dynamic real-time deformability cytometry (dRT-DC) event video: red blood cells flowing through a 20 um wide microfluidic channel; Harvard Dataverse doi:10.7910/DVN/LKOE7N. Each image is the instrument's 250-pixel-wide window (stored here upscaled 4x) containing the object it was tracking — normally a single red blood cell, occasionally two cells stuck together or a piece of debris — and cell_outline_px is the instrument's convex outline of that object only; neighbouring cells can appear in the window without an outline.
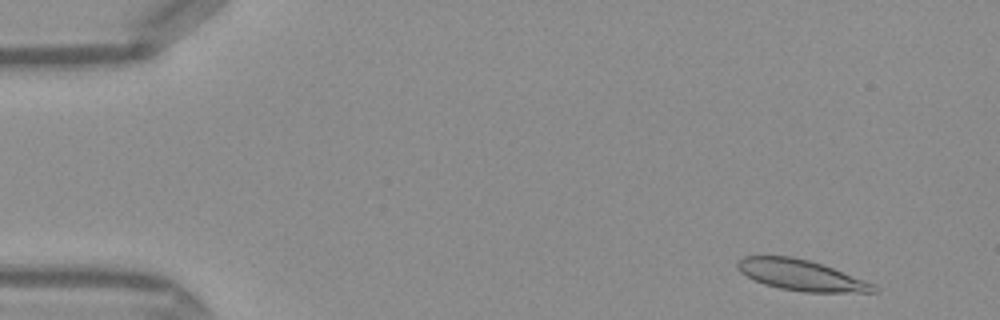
{"species": "Egyptian fruit bat (a non-hibernating species)", "species_latin": "Rousettus aegyptiacus", "temperature_condition": "warm", "stored_images_in_passage": 15, "camera_frame_rate_fps": 3000, "um_per_image_px": 0.085, "frame": {"image": 1, "passage_image": 3, "time_ms": 0.667, "image_size_px": [1000, 320], "cell_outline_px": [[880, 292], [804, 292], [780, 288], [764, 284], [740, 272], [736, 268], [736, 264], [744, 256], [792, 256], [808, 260], [832, 268], [876, 284], [880, 288]], "centroid_in_image_um": [68.13, 23.4], "position_along_channel_um": 16.9, "area_um2": 24.28}}
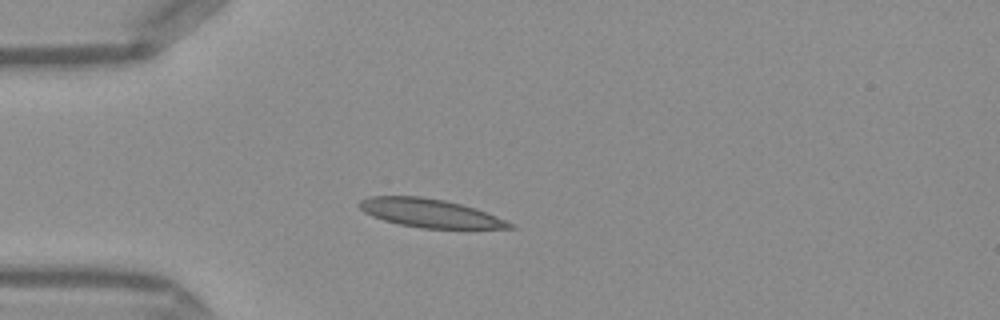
{"frame": {"image": 2, "passage_image": 12, "time_ms": 3.667, "image_size_px": [1000, 320], "cell_outline_px": [[516, 228], [420, 228], [400, 224], [384, 220], [372, 216], [364, 212], [356, 204], [360, 200], [368, 196], [420, 196], [444, 200], [460, 204], [484, 212], [516, 224]], "centroid_in_image_um": [36.49, 18.11], "position_along_channel_um": 48.5, "area_um2": 24.68}}